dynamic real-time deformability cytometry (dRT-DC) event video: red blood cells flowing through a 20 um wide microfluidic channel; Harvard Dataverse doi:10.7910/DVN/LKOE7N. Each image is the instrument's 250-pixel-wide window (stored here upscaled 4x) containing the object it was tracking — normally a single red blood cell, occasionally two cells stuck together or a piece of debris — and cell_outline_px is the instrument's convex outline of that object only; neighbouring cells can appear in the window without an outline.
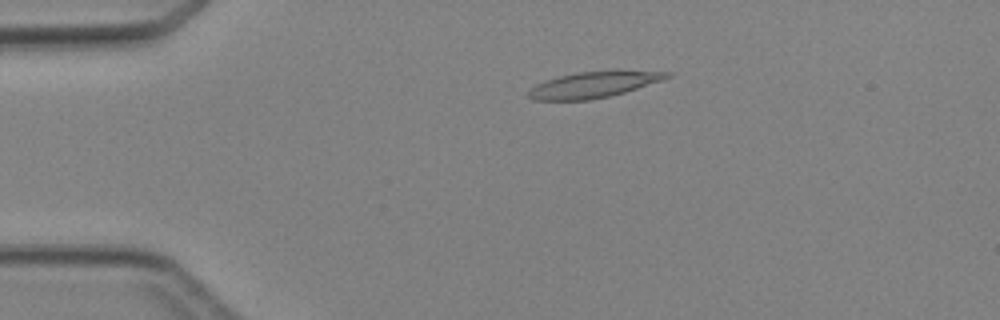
{"species": "Egyptian fruit bat (a non-hibernating species)", "species_latin": "Rousettus aegyptiacus", "temperature_condition": "cold", "stored_images_in_passage": 4, "camera_frame_rate_fps": 3000, "um_per_image_px": 0.085, "animal": {"sex": "female"}, "frame": {"image": 1, "passage_image": 3, "time_ms": 2.333, "image_size_px": [1000, 320], "cell_outline_px": [[672, 76], [664, 80], [624, 92], [608, 96], [588, 100], [532, 100], [528, 96], [528, 92], [536, 84], [544, 80], [576, 72], [672, 72]], "centroid_in_image_um": [50.4, 7.22], "position_along_channel_um": 34.6, "area_um2": 20.35}}